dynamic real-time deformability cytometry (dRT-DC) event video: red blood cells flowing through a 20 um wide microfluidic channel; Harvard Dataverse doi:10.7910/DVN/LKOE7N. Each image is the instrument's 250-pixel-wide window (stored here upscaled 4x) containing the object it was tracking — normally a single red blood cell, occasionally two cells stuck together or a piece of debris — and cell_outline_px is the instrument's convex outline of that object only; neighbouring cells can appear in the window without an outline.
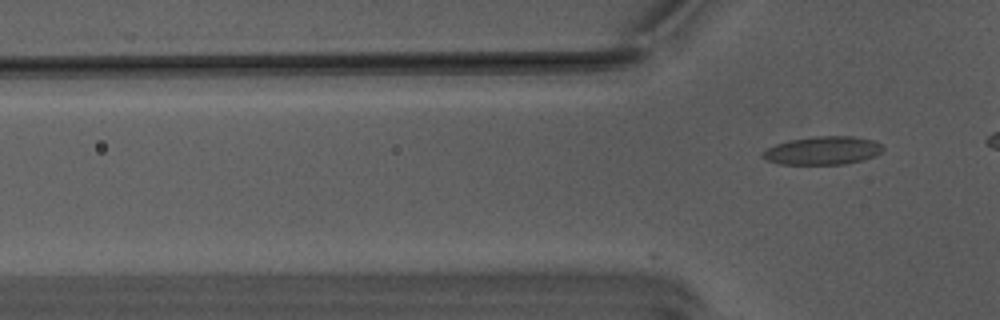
{"species": "Egyptian fruit bat (a non-hibernating species)", "species_latin": "Rousettus aegyptiacus", "temperature_condition": "warm", "stored_images_in_passage": 6, "camera_frame_rate_fps": 3000, "um_per_image_px": 0.085, "animal": {"sex": "male"}, "frame": {"image": 1, "passage_image": 6, "time_ms": 1.667, "image_size_px": [1000, 320], "cell_outline_px": [[884, 148], [880, 152], [864, 160], [844, 164], [780, 164], [768, 160], [760, 156], [768, 148], [776, 144], [792, 140], [816, 136], [852, 136], [872, 140], [880, 144]], "centroid_in_image_um": [69.94, 12.8], "position_along_channel_um": 55.9, "area_um2": 19.48}}